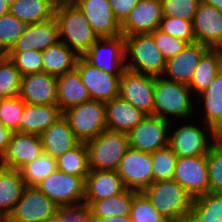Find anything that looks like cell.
Instances as JSON below:
<instances>
[{
    "label": "cell",
    "mask_w": 222,
    "mask_h": 222,
    "mask_svg": "<svg viewBox=\"0 0 222 222\" xmlns=\"http://www.w3.org/2000/svg\"><path fill=\"white\" fill-rule=\"evenodd\" d=\"M142 193L169 222H187L192 197L174 179L153 182Z\"/></svg>",
    "instance_id": "cell-1"
},
{
    "label": "cell",
    "mask_w": 222,
    "mask_h": 222,
    "mask_svg": "<svg viewBox=\"0 0 222 222\" xmlns=\"http://www.w3.org/2000/svg\"><path fill=\"white\" fill-rule=\"evenodd\" d=\"M54 17L60 37H65L64 40L60 38V41L74 49L79 56H83L99 39L76 4L57 6Z\"/></svg>",
    "instance_id": "cell-2"
},
{
    "label": "cell",
    "mask_w": 222,
    "mask_h": 222,
    "mask_svg": "<svg viewBox=\"0 0 222 222\" xmlns=\"http://www.w3.org/2000/svg\"><path fill=\"white\" fill-rule=\"evenodd\" d=\"M90 170L116 171L124 154L130 148L128 134L105 129L86 142Z\"/></svg>",
    "instance_id": "cell-3"
},
{
    "label": "cell",
    "mask_w": 222,
    "mask_h": 222,
    "mask_svg": "<svg viewBox=\"0 0 222 222\" xmlns=\"http://www.w3.org/2000/svg\"><path fill=\"white\" fill-rule=\"evenodd\" d=\"M124 39L126 60L129 55L132 59L126 63V69L155 77L163 76L166 59L149 33L133 34Z\"/></svg>",
    "instance_id": "cell-4"
},
{
    "label": "cell",
    "mask_w": 222,
    "mask_h": 222,
    "mask_svg": "<svg viewBox=\"0 0 222 222\" xmlns=\"http://www.w3.org/2000/svg\"><path fill=\"white\" fill-rule=\"evenodd\" d=\"M188 85L156 77L154 86V115L169 121V115L189 117L194 110ZM191 113V114H190ZM167 114V115H166Z\"/></svg>",
    "instance_id": "cell-5"
},
{
    "label": "cell",
    "mask_w": 222,
    "mask_h": 222,
    "mask_svg": "<svg viewBox=\"0 0 222 222\" xmlns=\"http://www.w3.org/2000/svg\"><path fill=\"white\" fill-rule=\"evenodd\" d=\"M76 138L83 143L94 139L106 127L105 102L89 100L63 112Z\"/></svg>",
    "instance_id": "cell-6"
},
{
    "label": "cell",
    "mask_w": 222,
    "mask_h": 222,
    "mask_svg": "<svg viewBox=\"0 0 222 222\" xmlns=\"http://www.w3.org/2000/svg\"><path fill=\"white\" fill-rule=\"evenodd\" d=\"M36 187L59 208L84 203L85 180L82 177L56 170Z\"/></svg>",
    "instance_id": "cell-7"
},
{
    "label": "cell",
    "mask_w": 222,
    "mask_h": 222,
    "mask_svg": "<svg viewBox=\"0 0 222 222\" xmlns=\"http://www.w3.org/2000/svg\"><path fill=\"white\" fill-rule=\"evenodd\" d=\"M155 76L125 69L120 78L119 96L146 115H154Z\"/></svg>",
    "instance_id": "cell-8"
},
{
    "label": "cell",
    "mask_w": 222,
    "mask_h": 222,
    "mask_svg": "<svg viewBox=\"0 0 222 222\" xmlns=\"http://www.w3.org/2000/svg\"><path fill=\"white\" fill-rule=\"evenodd\" d=\"M169 121L156 115H146L131 131L129 146L145 153H153L169 145Z\"/></svg>",
    "instance_id": "cell-9"
},
{
    "label": "cell",
    "mask_w": 222,
    "mask_h": 222,
    "mask_svg": "<svg viewBox=\"0 0 222 222\" xmlns=\"http://www.w3.org/2000/svg\"><path fill=\"white\" fill-rule=\"evenodd\" d=\"M82 57L92 66L105 72L122 74L126 69L124 36L99 38Z\"/></svg>",
    "instance_id": "cell-10"
},
{
    "label": "cell",
    "mask_w": 222,
    "mask_h": 222,
    "mask_svg": "<svg viewBox=\"0 0 222 222\" xmlns=\"http://www.w3.org/2000/svg\"><path fill=\"white\" fill-rule=\"evenodd\" d=\"M116 172L127 189L142 192L153 183L151 154L129 148Z\"/></svg>",
    "instance_id": "cell-11"
},
{
    "label": "cell",
    "mask_w": 222,
    "mask_h": 222,
    "mask_svg": "<svg viewBox=\"0 0 222 222\" xmlns=\"http://www.w3.org/2000/svg\"><path fill=\"white\" fill-rule=\"evenodd\" d=\"M59 207L36 186H25L21 198L6 222H40L53 216Z\"/></svg>",
    "instance_id": "cell-12"
},
{
    "label": "cell",
    "mask_w": 222,
    "mask_h": 222,
    "mask_svg": "<svg viewBox=\"0 0 222 222\" xmlns=\"http://www.w3.org/2000/svg\"><path fill=\"white\" fill-rule=\"evenodd\" d=\"M76 69L87 88L91 100L109 101L119 96L121 74H111L98 69L80 56Z\"/></svg>",
    "instance_id": "cell-13"
},
{
    "label": "cell",
    "mask_w": 222,
    "mask_h": 222,
    "mask_svg": "<svg viewBox=\"0 0 222 222\" xmlns=\"http://www.w3.org/2000/svg\"><path fill=\"white\" fill-rule=\"evenodd\" d=\"M173 179L192 199L209 192L206 155L178 157Z\"/></svg>",
    "instance_id": "cell-14"
},
{
    "label": "cell",
    "mask_w": 222,
    "mask_h": 222,
    "mask_svg": "<svg viewBox=\"0 0 222 222\" xmlns=\"http://www.w3.org/2000/svg\"><path fill=\"white\" fill-rule=\"evenodd\" d=\"M43 154L40 135L13 132L7 148L0 156V166L19 169Z\"/></svg>",
    "instance_id": "cell-15"
},
{
    "label": "cell",
    "mask_w": 222,
    "mask_h": 222,
    "mask_svg": "<svg viewBox=\"0 0 222 222\" xmlns=\"http://www.w3.org/2000/svg\"><path fill=\"white\" fill-rule=\"evenodd\" d=\"M162 18L160 0H140L121 24V35L151 33L159 29Z\"/></svg>",
    "instance_id": "cell-16"
},
{
    "label": "cell",
    "mask_w": 222,
    "mask_h": 222,
    "mask_svg": "<svg viewBox=\"0 0 222 222\" xmlns=\"http://www.w3.org/2000/svg\"><path fill=\"white\" fill-rule=\"evenodd\" d=\"M76 5L99 38H114L121 35V25L115 19L108 0H79Z\"/></svg>",
    "instance_id": "cell-17"
},
{
    "label": "cell",
    "mask_w": 222,
    "mask_h": 222,
    "mask_svg": "<svg viewBox=\"0 0 222 222\" xmlns=\"http://www.w3.org/2000/svg\"><path fill=\"white\" fill-rule=\"evenodd\" d=\"M19 97L28 104H57V77L37 72L21 77Z\"/></svg>",
    "instance_id": "cell-18"
},
{
    "label": "cell",
    "mask_w": 222,
    "mask_h": 222,
    "mask_svg": "<svg viewBox=\"0 0 222 222\" xmlns=\"http://www.w3.org/2000/svg\"><path fill=\"white\" fill-rule=\"evenodd\" d=\"M195 41L215 49L222 42V12L200 2L192 21Z\"/></svg>",
    "instance_id": "cell-19"
},
{
    "label": "cell",
    "mask_w": 222,
    "mask_h": 222,
    "mask_svg": "<svg viewBox=\"0 0 222 222\" xmlns=\"http://www.w3.org/2000/svg\"><path fill=\"white\" fill-rule=\"evenodd\" d=\"M59 41V27L54 17L45 22L28 24L24 33L8 51H44Z\"/></svg>",
    "instance_id": "cell-20"
},
{
    "label": "cell",
    "mask_w": 222,
    "mask_h": 222,
    "mask_svg": "<svg viewBox=\"0 0 222 222\" xmlns=\"http://www.w3.org/2000/svg\"><path fill=\"white\" fill-rule=\"evenodd\" d=\"M208 49L198 42L187 44L176 56L166 60L163 75L168 77L165 79L188 85L202 55Z\"/></svg>",
    "instance_id": "cell-21"
},
{
    "label": "cell",
    "mask_w": 222,
    "mask_h": 222,
    "mask_svg": "<svg viewBox=\"0 0 222 222\" xmlns=\"http://www.w3.org/2000/svg\"><path fill=\"white\" fill-rule=\"evenodd\" d=\"M207 138L203 129L197 125H183L169 135V146L177 157L203 156L207 155L212 146Z\"/></svg>",
    "instance_id": "cell-22"
},
{
    "label": "cell",
    "mask_w": 222,
    "mask_h": 222,
    "mask_svg": "<svg viewBox=\"0 0 222 222\" xmlns=\"http://www.w3.org/2000/svg\"><path fill=\"white\" fill-rule=\"evenodd\" d=\"M40 138L43 144V153L56 160L80 143L63 115L43 131Z\"/></svg>",
    "instance_id": "cell-23"
},
{
    "label": "cell",
    "mask_w": 222,
    "mask_h": 222,
    "mask_svg": "<svg viewBox=\"0 0 222 222\" xmlns=\"http://www.w3.org/2000/svg\"><path fill=\"white\" fill-rule=\"evenodd\" d=\"M105 113L107 129L123 133L131 131L146 116L120 96L105 102Z\"/></svg>",
    "instance_id": "cell-24"
},
{
    "label": "cell",
    "mask_w": 222,
    "mask_h": 222,
    "mask_svg": "<svg viewBox=\"0 0 222 222\" xmlns=\"http://www.w3.org/2000/svg\"><path fill=\"white\" fill-rule=\"evenodd\" d=\"M126 189L116 171L90 170L85 179L84 200H101L117 195Z\"/></svg>",
    "instance_id": "cell-25"
},
{
    "label": "cell",
    "mask_w": 222,
    "mask_h": 222,
    "mask_svg": "<svg viewBox=\"0 0 222 222\" xmlns=\"http://www.w3.org/2000/svg\"><path fill=\"white\" fill-rule=\"evenodd\" d=\"M63 115L57 104L33 105L25 103L19 132L40 135Z\"/></svg>",
    "instance_id": "cell-26"
},
{
    "label": "cell",
    "mask_w": 222,
    "mask_h": 222,
    "mask_svg": "<svg viewBox=\"0 0 222 222\" xmlns=\"http://www.w3.org/2000/svg\"><path fill=\"white\" fill-rule=\"evenodd\" d=\"M89 100L87 88L76 68L57 77V105L62 113Z\"/></svg>",
    "instance_id": "cell-27"
},
{
    "label": "cell",
    "mask_w": 222,
    "mask_h": 222,
    "mask_svg": "<svg viewBox=\"0 0 222 222\" xmlns=\"http://www.w3.org/2000/svg\"><path fill=\"white\" fill-rule=\"evenodd\" d=\"M204 100L205 121L212 140L218 139L222 129V70L215 76L207 89L200 93Z\"/></svg>",
    "instance_id": "cell-28"
},
{
    "label": "cell",
    "mask_w": 222,
    "mask_h": 222,
    "mask_svg": "<svg viewBox=\"0 0 222 222\" xmlns=\"http://www.w3.org/2000/svg\"><path fill=\"white\" fill-rule=\"evenodd\" d=\"M25 188L18 169L0 166V214L7 219Z\"/></svg>",
    "instance_id": "cell-29"
},
{
    "label": "cell",
    "mask_w": 222,
    "mask_h": 222,
    "mask_svg": "<svg viewBox=\"0 0 222 222\" xmlns=\"http://www.w3.org/2000/svg\"><path fill=\"white\" fill-rule=\"evenodd\" d=\"M80 56L62 41L42 51L43 72L60 76L76 68Z\"/></svg>",
    "instance_id": "cell-30"
},
{
    "label": "cell",
    "mask_w": 222,
    "mask_h": 222,
    "mask_svg": "<svg viewBox=\"0 0 222 222\" xmlns=\"http://www.w3.org/2000/svg\"><path fill=\"white\" fill-rule=\"evenodd\" d=\"M137 191L125 189L123 192L101 200H84L92 217L130 216L133 197Z\"/></svg>",
    "instance_id": "cell-31"
},
{
    "label": "cell",
    "mask_w": 222,
    "mask_h": 222,
    "mask_svg": "<svg viewBox=\"0 0 222 222\" xmlns=\"http://www.w3.org/2000/svg\"><path fill=\"white\" fill-rule=\"evenodd\" d=\"M55 9L51 0H16L9 12L22 22L34 24L54 18Z\"/></svg>",
    "instance_id": "cell-32"
},
{
    "label": "cell",
    "mask_w": 222,
    "mask_h": 222,
    "mask_svg": "<svg viewBox=\"0 0 222 222\" xmlns=\"http://www.w3.org/2000/svg\"><path fill=\"white\" fill-rule=\"evenodd\" d=\"M222 70L220 55L216 49H208L201 57L198 66L188 84L192 90L200 94L208 88L215 76Z\"/></svg>",
    "instance_id": "cell-33"
},
{
    "label": "cell",
    "mask_w": 222,
    "mask_h": 222,
    "mask_svg": "<svg viewBox=\"0 0 222 222\" xmlns=\"http://www.w3.org/2000/svg\"><path fill=\"white\" fill-rule=\"evenodd\" d=\"M187 222H222V194L208 192L194 198Z\"/></svg>",
    "instance_id": "cell-34"
},
{
    "label": "cell",
    "mask_w": 222,
    "mask_h": 222,
    "mask_svg": "<svg viewBox=\"0 0 222 222\" xmlns=\"http://www.w3.org/2000/svg\"><path fill=\"white\" fill-rule=\"evenodd\" d=\"M57 170L66 174L82 177L89 174L88 149L86 143L80 142L57 159Z\"/></svg>",
    "instance_id": "cell-35"
},
{
    "label": "cell",
    "mask_w": 222,
    "mask_h": 222,
    "mask_svg": "<svg viewBox=\"0 0 222 222\" xmlns=\"http://www.w3.org/2000/svg\"><path fill=\"white\" fill-rule=\"evenodd\" d=\"M25 186H37L57 170V160L43 153L33 162L18 169Z\"/></svg>",
    "instance_id": "cell-36"
},
{
    "label": "cell",
    "mask_w": 222,
    "mask_h": 222,
    "mask_svg": "<svg viewBox=\"0 0 222 222\" xmlns=\"http://www.w3.org/2000/svg\"><path fill=\"white\" fill-rule=\"evenodd\" d=\"M21 77L14 62L5 54H0V99L19 95Z\"/></svg>",
    "instance_id": "cell-37"
},
{
    "label": "cell",
    "mask_w": 222,
    "mask_h": 222,
    "mask_svg": "<svg viewBox=\"0 0 222 222\" xmlns=\"http://www.w3.org/2000/svg\"><path fill=\"white\" fill-rule=\"evenodd\" d=\"M177 159V155L169 145L151 153L153 182L173 179Z\"/></svg>",
    "instance_id": "cell-38"
},
{
    "label": "cell",
    "mask_w": 222,
    "mask_h": 222,
    "mask_svg": "<svg viewBox=\"0 0 222 222\" xmlns=\"http://www.w3.org/2000/svg\"><path fill=\"white\" fill-rule=\"evenodd\" d=\"M27 26L10 12L0 17V54H5L13 46Z\"/></svg>",
    "instance_id": "cell-39"
},
{
    "label": "cell",
    "mask_w": 222,
    "mask_h": 222,
    "mask_svg": "<svg viewBox=\"0 0 222 222\" xmlns=\"http://www.w3.org/2000/svg\"><path fill=\"white\" fill-rule=\"evenodd\" d=\"M209 192L222 194V142L217 139L212 143L207 155Z\"/></svg>",
    "instance_id": "cell-40"
},
{
    "label": "cell",
    "mask_w": 222,
    "mask_h": 222,
    "mask_svg": "<svg viewBox=\"0 0 222 222\" xmlns=\"http://www.w3.org/2000/svg\"><path fill=\"white\" fill-rule=\"evenodd\" d=\"M5 55L14 62L21 76L43 72L42 51H7Z\"/></svg>",
    "instance_id": "cell-41"
},
{
    "label": "cell",
    "mask_w": 222,
    "mask_h": 222,
    "mask_svg": "<svg viewBox=\"0 0 222 222\" xmlns=\"http://www.w3.org/2000/svg\"><path fill=\"white\" fill-rule=\"evenodd\" d=\"M25 102L18 96L0 99V120L12 132H19Z\"/></svg>",
    "instance_id": "cell-42"
},
{
    "label": "cell",
    "mask_w": 222,
    "mask_h": 222,
    "mask_svg": "<svg viewBox=\"0 0 222 222\" xmlns=\"http://www.w3.org/2000/svg\"><path fill=\"white\" fill-rule=\"evenodd\" d=\"M130 216L133 222H169L142 192L133 197Z\"/></svg>",
    "instance_id": "cell-43"
},
{
    "label": "cell",
    "mask_w": 222,
    "mask_h": 222,
    "mask_svg": "<svg viewBox=\"0 0 222 222\" xmlns=\"http://www.w3.org/2000/svg\"><path fill=\"white\" fill-rule=\"evenodd\" d=\"M159 30L165 34L182 39L188 44L196 42L192 21L176 17L163 16L160 22Z\"/></svg>",
    "instance_id": "cell-44"
},
{
    "label": "cell",
    "mask_w": 222,
    "mask_h": 222,
    "mask_svg": "<svg viewBox=\"0 0 222 222\" xmlns=\"http://www.w3.org/2000/svg\"><path fill=\"white\" fill-rule=\"evenodd\" d=\"M163 16L193 21L201 0H160Z\"/></svg>",
    "instance_id": "cell-45"
},
{
    "label": "cell",
    "mask_w": 222,
    "mask_h": 222,
    "mask_svg": "<svg viewBox=\"0 0 222 222\" xmlns=\"http://www.w3.org/2000/svg\"><path fill=\"white\" fill-rule=\"evenodd\" d=\"M149 34L153 37L155 45L166 60L176 56L188 44L186 41L165 34L159 29H156Z\"/></svg>",
    "instance_id": "cell-46"
},
{
    "label": "cell",
    "mask_w": 222,
    "mask_h": 222,
    "mask_svg": "<svg viewBox=\"0 0 222 222\" xmlns=\"http://www.w3.org/2000/svg\"><path fill=\"white\" fill-rule=\"evenodd\" d=\"M57 213L62 218V222H94L90 208L84 203L76 206L61 207Z\"/></svg>",
    "instance_id": "cell-47"
},
{
    "label": "cell",
    "mask_w": 222,
    "mask_h": 222,
    "mask_svg": "<svg viewBox=\"0 0 222 222\" xmlns=\"http://www.w3.org/2000/svg\"><path fill=\"white\" fill-rule=\"evenodd\" d=\"M115 19L121 25L140 0H108Z\"/></svg>",
    "instance_id": "cell-48"
},
{
    "label": "cell",
    "mask_w": 222,
    "mask_h": 222,
    "mask_svg": "<svg viewBox=\"0 0 222 222\" xmlns=\"http://www.w3.org/2000/svg\"><path fill=\"white\" fill-rule=\"evenodd\" d=\"M13 132L8 129L0 120V156L3 154L10 142Z\"/></svg>",
    "instance_id": "cell-49"
},
{
    "label": "cell",
    "mask_w": 222,
    "mask_h": 222,
    "mask_svg": "<svg viewBox=\"0 0 222 222\" xmlns=\"http://www.w3.org/2000/svg\"><path fill=\"white\" fill-rule=\"evenodd\" d=\"M94 222H133L131 216L93 217Z\"/></svg>",
    "instance_id": "cell-50"
},
{
    "label": "cell",
    "mask_w": 222,
    "mask_h": 222,
    "mask_svg": "<svg viewBox=\"0 0 222 222\" xmlns=\"http://www.w3.org/2000/svg\"><path fill=\"white\" fill-rule=\"evenodd\" d=\"M201 2L213 6L222 12V0H201Z\"/></svg>",
    "instance_id": "cell-51"
},
{
    "label": "cell",
    "mask_w": 222,
    "mask_h": 222,
    "mask_svg": "<svg viewBox=\"0 0 222 222\" xmlns=\"http://www.w3.org/2000/svg\"><path fill=\"white\" fill-rule=\"evenodd\" d=\"M51 1L57 7L61 5H73L76 4L79 0H51Z\"/></svg>",
    "instance_id": "cell-52"
},
{
    "label": "cell",
    "mask_w": 222,
    "mask_h": 222,
    "mask_svg": "<svg viewBox=\"0 0 222 222\" xmlns=\"http://www.w3.org/2000/svg\"><path fill=\"white\" fill-rule=\"evenodd\" d=\"M10 7L5 0H0V17L9 13Z\"/></svg>",
    "instance_id": "cell-53"
},
{
    "label": "cell",
    "mask_w": 222,
    "mask_h": 222,
    "mask_svg": "<svg viewBox=\"0 0 222 222\" xmlns=\"http://www.w3.org/2000/svg\"><path fill=\"white\" fill-rule=\"evenodd\" d=\"M40 222H62V218L58 213H56L53 216L41 220Z\"/></svg>",
    "instance_id": "cell-54"
},
{
    "label": "cell",
    "mask_w": 222,
    "mask_h": 222,
    "mask_svg": "<svg viewBox=\"0 0 222 222\" xmlns=\"http://www.w3.org/2000/svg\"><path fill=\"white\" fill-rule=\"evenodd\" d=\"M215 49L218 51L222 62V42Z\"/></svg>",
    "instance_id": "cell-55"
},
{
    "label": "cell",
    "mask_w": 222,
    "mask_h": 222,
    "mask_svg": "<svg viewBox=\"0 0 222 222\" xmlns=\"http://www.w3.org/2000/svg\"><path fill=\"white\" fill-rule=\"evenodd\" d=\"M7 2V4L9 5V7L15 3L16 0H5Z\"/></svg>",
    "instance_id": "cell-56"
},
{
    "label": "cell",
    "mask_w": 222,
    "mask_h": 222,
    "mask_svg": "<svg viewBox=\"0 0 222 222\" xmlns=\"http://www.w3.org/2000/svg\"><path fill=\"white\" fill-rule=\"evenodd\" d=\"M218 139L222 142V129H221V131L218 133Z\"/></svg>",
    "instance_id": "cell-57"
},
{
    "label": "cell",
    "mask_w": 222,
    "mask_h": 222,
    "mask_svg": "<svg viewBox=\"0 0 222 222\" xmlns=\"http://www.w3.org/2000/svg\"><path fill=\"white\" fill-rule=\"evenodd\" d=\"M0 222H6V219L0 214Z\"/></svg>",
    "instance_id": "cell-58"
}]
</instances>
